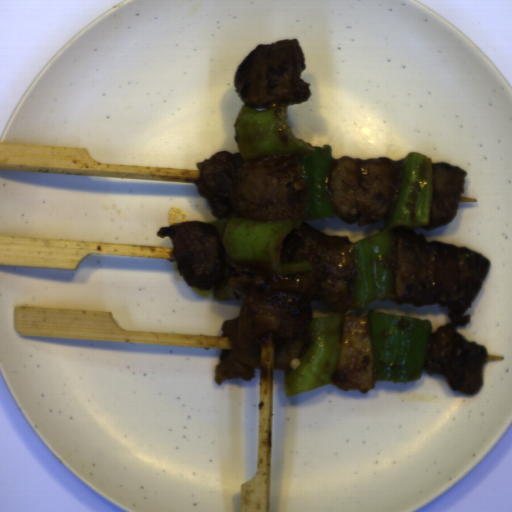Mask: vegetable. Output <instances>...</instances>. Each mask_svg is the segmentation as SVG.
Segmentation results:
<instances>
[{
    "mask_svg": "<svg viewBox=\"0 0 512 512\" xmlns=\"http://www.w3.org/2000/svg\"><path fill=\"white\" fill-rule=\"evenodd\" d=\"M291 102L275 100L264 111L244 104L238 114L233 136L243 160L257 159L262 155H299L301 176L307 182L305 214L295 221L255 220L237 217L231 213L222 234V244L228 257L242 266H265L272 275L289 276L311 273L314 265L308 260L282 263L284 240L292 230L300 229L304 221L327 219L336 216L330 203L325 173L334 161L332 145L313 146L296 138L287 123Z\"/></svg>",
    "mask_w": 512,
    "mask_h": 512,
    "instance_id": "1",
    "label": "vegetable"
},
{
    "mask_svg": "<svg viewBox=\"0 0 512 512\" xmlns=\"http://www.w3.org/2000/svg\"><path fill=\"white\" fill-rule=\"evenodd\" d=\"M402 161V180L385 229L354 242L357 269L353 279L354 306L364 308L387 301L394 292L390 266L395 227L414 229L430 225L433 199L432 159L411 151Z\"/></svg>",
    "mask_w": 512,
    "mask_h": 512,
    "instance_id": "2",
    "label": "vegetable"
},
{
    "mask_svg": "<svg viewBox=\"0 0 512 512\" xmlns=\"http://www.w3.org/2000/svg\"><path fill=\"white\" fill-rule=\"evenodd\" d=\"M372 358L377 375L374 380L415 382L425 367L430 320L394 313L369 311Z\"/></svg>",
    "mask_w": 512,
    "mask_h": 512,
    "instance_id": "3",
    "label": "vegetable"
},
{
    "mask_svg": "<svg viewBox=\"0 0 512 512\" xmlns=\"http://www.w3.org/2000/svg\"><path fill=\"white\" fill-rule=\"evenodd\" d=\"M342 313L311 318L305 325L308 343L303 359L284 374L287 397L331 385L341 349Z\"/></svg>",
    "mask_w": 512,
    "mask_h": 512,
    "instance_id": "4",
    "label": "vegetable"
}]
</instances>
